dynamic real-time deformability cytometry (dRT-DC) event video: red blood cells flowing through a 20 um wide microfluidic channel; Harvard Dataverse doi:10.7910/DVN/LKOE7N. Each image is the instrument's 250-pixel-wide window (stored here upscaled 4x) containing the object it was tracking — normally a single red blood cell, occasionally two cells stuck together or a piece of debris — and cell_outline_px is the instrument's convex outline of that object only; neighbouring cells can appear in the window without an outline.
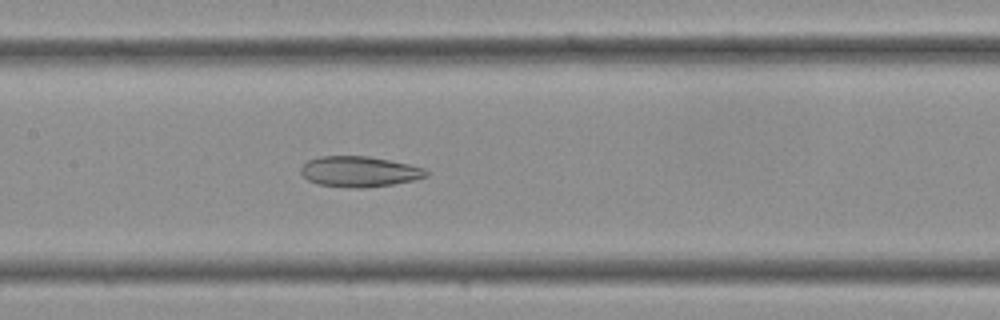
{"species": "Egyptian fruit bat (a non-hibernating species)", "species_latin": "Rousettus aegyptiacus", "temperature_condition": "cold", "stored_images_in_passage": 30, "camera_frame_rate_fps": 3000, "um_per_image_px": 0.085, "frame": {"image": 1, "passage_image": 11, "time_ms": 3.333, "image_size_px": [1000, 320], "cell_outline_px": [[428, 176], [416, 180], [392, 184], [364, 188], [348, 188], [316, 184], [308, 180], [300, 172], [300, 168], [308, 160], [320, 156], [368, 156], [408, 164], [424, 168], [428, 172]], "centroid_in_image_um": [30.53, 14.59], "position_along_channel_um": 176.9, "area_um2": 22.43}}
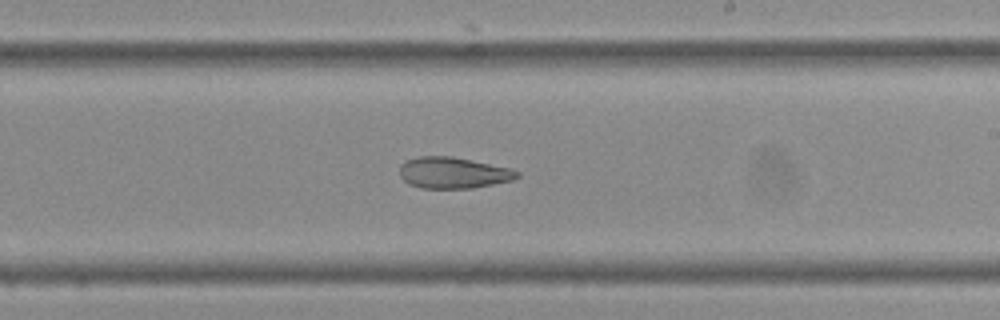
{"frame": {"image": 2, "passage_image": 15, "time_ms": 4.667, "image_size_px": [1000, 320], "cell_outline_px": [[520, 176], [512, 180], [472, 188], [420, 188], [408, 184], [400, 176], [400, 164], [408, 160], [420, 156], [452, 156], [512, 168], [520, 172]], "centroid_in_image_um": [38.53, 14.68], "position_along_channel_um": 250.5, "area_um2": 21.44}}
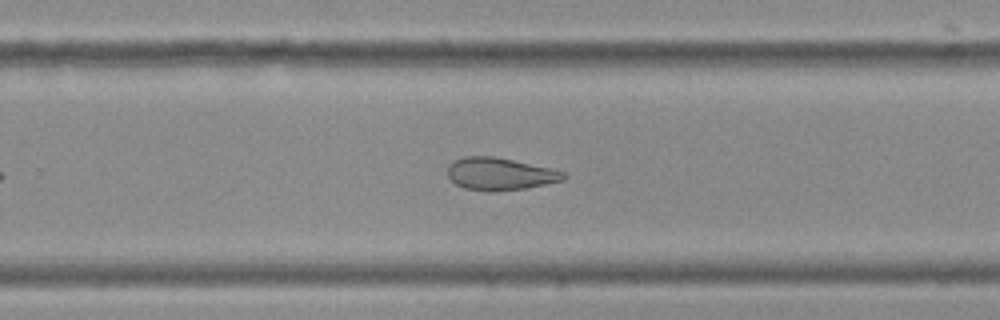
{"frame": {"image": 3, "passage_image": 17, "time_ms": 5.333, "image_size_px": [1000, 320], "cell_outline_px": [[568, 176], [564, 180], [528, 188], [488, 192], [464, 188], [456, 184], [448, 176], [448, 164], [452, 160], [464, 156], [492, 156], [512, 160], [548, 168], [564, 172]], "centroid_in_image_um": [42.46, 14.79], "position_along_channel_um": 287.3, "area_um2": 21.91}}